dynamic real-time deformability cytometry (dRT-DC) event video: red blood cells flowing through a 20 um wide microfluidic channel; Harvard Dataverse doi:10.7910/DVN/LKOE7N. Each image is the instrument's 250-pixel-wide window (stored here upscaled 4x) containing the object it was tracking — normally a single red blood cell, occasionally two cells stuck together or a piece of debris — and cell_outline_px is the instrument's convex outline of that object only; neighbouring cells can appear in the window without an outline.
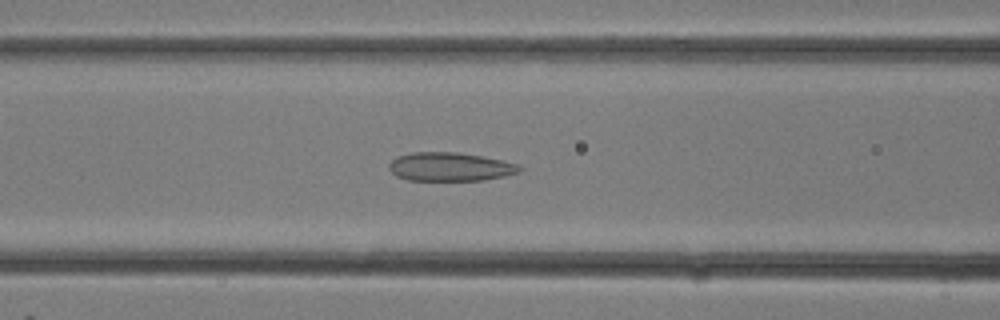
{"species": "common noctule bat (a hibernating species)", "species_latin": "Nyctalus noctula", "temperature_condition": "room temperature", "stored_images_in_passage": 12, "camera_frame_rate_fps": 3000, "um_per_image_px": 0.085, "animal": {"sex": "female"}, "frame": {"image": 1, "passage_image": 10, "time_ms": 3.0, "image_size_px": [1000, 320], "cell_outline_px": [[524, 168], [520, 172], [504, 176], [484, 180], [408, 180], [396, 176], [388, 168], [388, 164], [396, 156], [412, 152], [460, 152], [520, 164]], "centroid_in_image_um": [38.26, 14.17], "position_along_channel_um": 128.3, "area_um2": 21.91}}
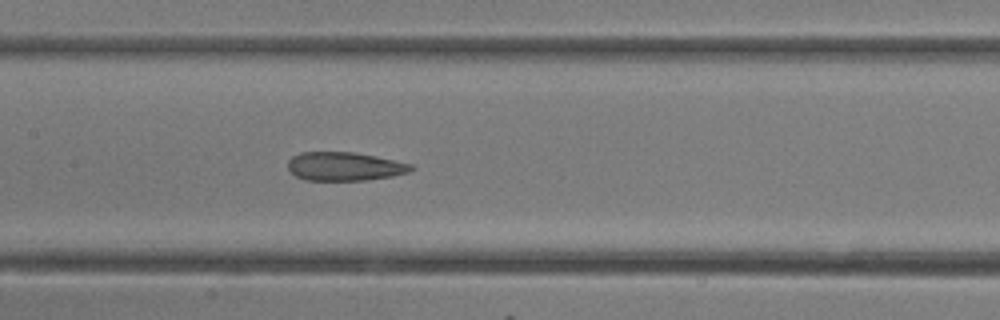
{"frame": {"image": 2, "passage_image": 12, "time_ms": 3.667, "image_size_px": [1000, 320], "cell_outline_px": [[416, 168], [408, 172], [392, 176], [368, 180], [304, 180], [296, 176], [288, 168], [288, 160], [292, 156], [300, 152], [352, 152], [376, 156], [412, 164]], "centroid_in_image_um": [29.29, 14.14], "position_along_channel_um": 178.1, "area_um2": 20.58}}